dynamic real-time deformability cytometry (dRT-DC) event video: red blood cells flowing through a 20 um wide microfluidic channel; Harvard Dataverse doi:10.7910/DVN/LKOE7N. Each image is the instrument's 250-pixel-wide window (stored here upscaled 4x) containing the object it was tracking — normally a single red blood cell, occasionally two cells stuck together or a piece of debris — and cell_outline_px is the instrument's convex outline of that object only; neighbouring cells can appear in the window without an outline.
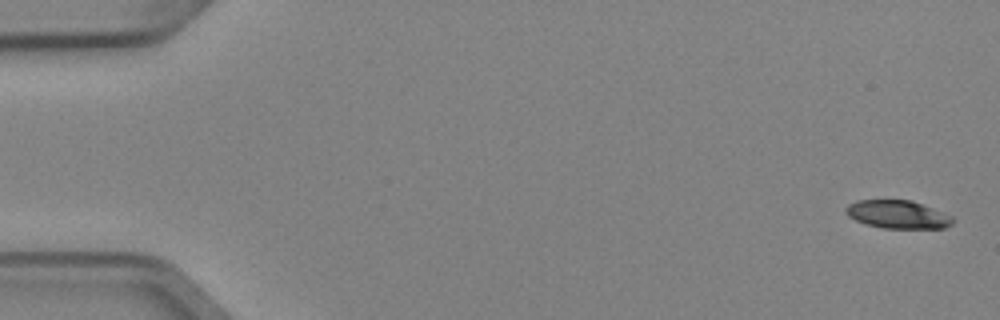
{"species": "Egyptian fruit bat (a non-hibernating species)", "species_latin": "Rousettus aegyptiacus", "temperature_condition": "cold", "stored_images_in_passage": 4, "camera_frame_rate_fps": 3000, "um_per_image_px": 0.085, "animal": {"sex": "female"}, "frame": {"image": 1, "passage_image": 1, "time_ms": 0.0, "image_size_px": [1000, 320], "cell_outline_px": [[952, 224], [944, 228], [880, 228], [856, 220], [848, 216], [844, 208], [848, 204], [856, 200], [912, 200], [952, 216]], "centroid_in_image_um": [76.28, 18.22], "position_along_channel_um": 8.7, "area_um2": 17.4}}
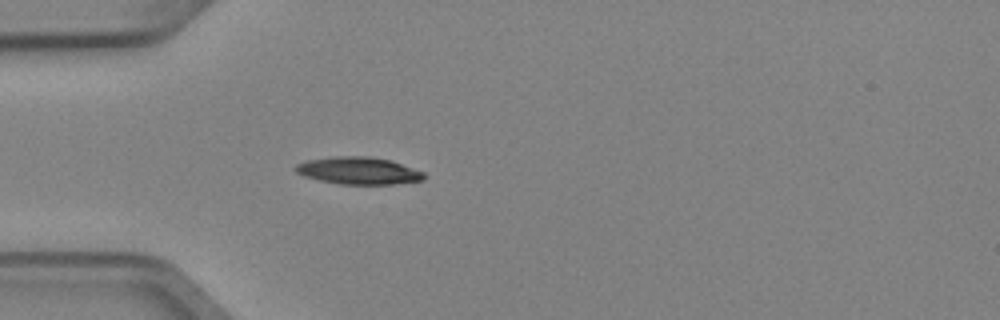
{"frame": {"image": 2, "passage_image": 4, "time_ms": 1.0, "image_size_px": [1000, 320], "cell_outline_px": [[424, 180], [392, 184], [340, 184], [320, 180], [304, 176], [296, 172], [292, 168], [296, 164], [304, 160], [336, 156], [368, 156], [388, 160], [424, 172]], "centroid_in_image_um": [30.4, 14.5], "position_along_channel_um": 54.6, "area_um2": 20.29}}